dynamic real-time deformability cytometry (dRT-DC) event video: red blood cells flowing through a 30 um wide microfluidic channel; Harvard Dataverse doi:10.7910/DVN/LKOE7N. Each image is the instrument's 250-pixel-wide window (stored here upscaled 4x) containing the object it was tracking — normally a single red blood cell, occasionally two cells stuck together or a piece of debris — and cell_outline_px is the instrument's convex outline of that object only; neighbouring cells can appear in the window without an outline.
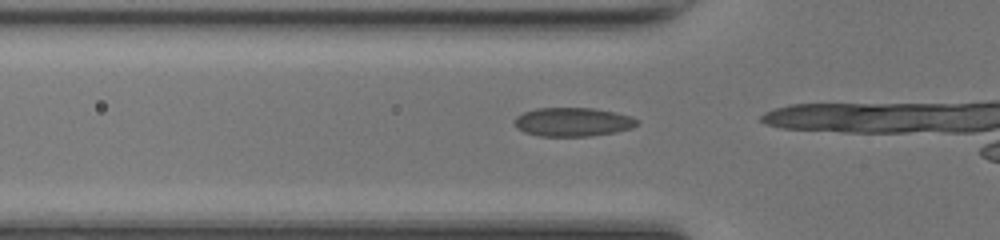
{"species": "common noctule bat (a hibernating species)", "species_latin": "Nyctalus noctula", "temperature_condition": "room temperature", "stored_images_in_passage": 13, "camera_frame_rate_fps": 3000, "um_per_image_px": 0.085, "animal": {"sex": "female", "body_mass_g": 17.0, "forearm_length_mm": 48.0}, "frame": {"image": 1, "passage_image": 10, "time_ms": 3.0, "image_size_px": [1000, 240], "cell_outline_px": [[640, 124], [632, 128], [616, 132], [592, 136], [540, 136], [524, 132], [516, 128], [512, 120], [516, 116], [524, 112], [536, 108], [592, 108], [616, 112], [632, 116], [640, 120]], "centroid_in_image_um": [48.71, 10.37], "position_along_channel_um": 77.1, "area_um2": 20.92}}